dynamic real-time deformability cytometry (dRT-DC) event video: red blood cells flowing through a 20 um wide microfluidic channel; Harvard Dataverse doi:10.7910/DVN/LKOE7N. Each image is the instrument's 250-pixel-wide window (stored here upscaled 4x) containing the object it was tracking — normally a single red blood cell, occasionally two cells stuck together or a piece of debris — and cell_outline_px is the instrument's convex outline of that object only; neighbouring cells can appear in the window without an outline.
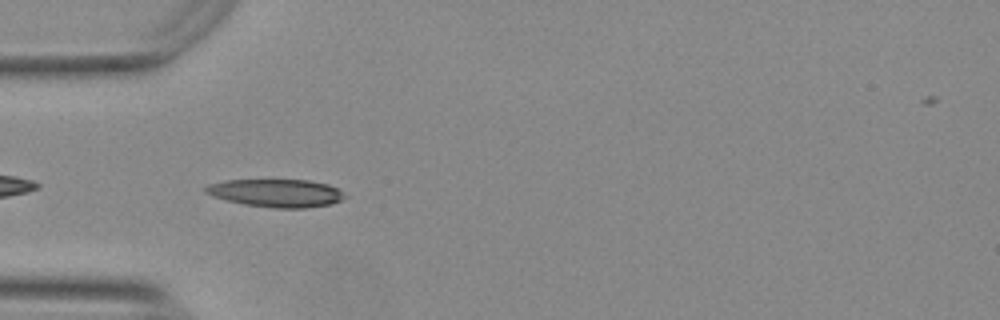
{"species": "Egyptian fruit bat (a non-hibernating species)", "species_latin": "Rousettus aegyptiacus", "temperature_condition": "warm", "stored_images_in_passage": 33, "camera_frame_rate_fps": 3000, "um_per_image_px": 0.085, "animal": {"sex": "female"}, "frame": {"image": 1, "passage_image": 2, "time_ms": 0.333, "image_size_px": [1000, 320], "cell_outline_px": [[348, 196], [332, 204], [304, 208], [272, 208], [244, 204], [212, 196], [204, 192], [204, 188], [208, 184], [224, 180], [308, 180], [328, 184], [336, 188]], "centroid_in_image_um": [23.47, 16.41], "position_along_channel_um": 61.5, "area_um2": 22.66}}
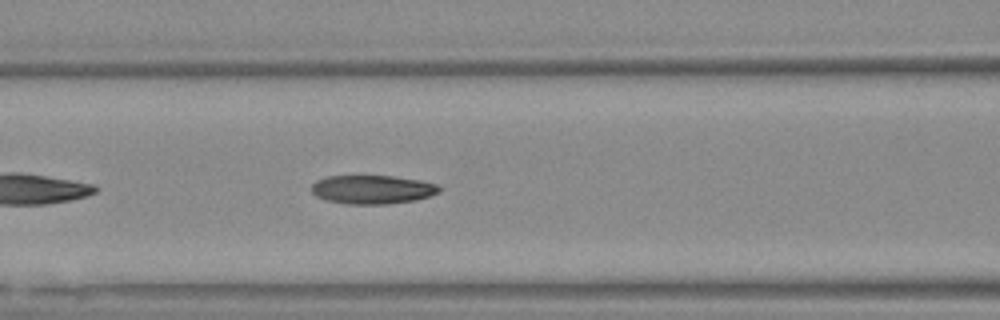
{"frame": {"image": 2, "passage_image": 8, "time_ms": 2.333, "image_size_px": [1000, 320], "cell_outline_px": [[440, 192], [416, 200], [384, 204], [344, 204], [324, 200], [316, 196], [312, 192], [312, 184], [316, 180], [328, 176], [392, 176], [420, 180], [436, 184], [440, 188]], "centroid_in_image_um": [31.62, 16.11], "position_along_channel_um": 135.0, "area_um2": 21.39}}
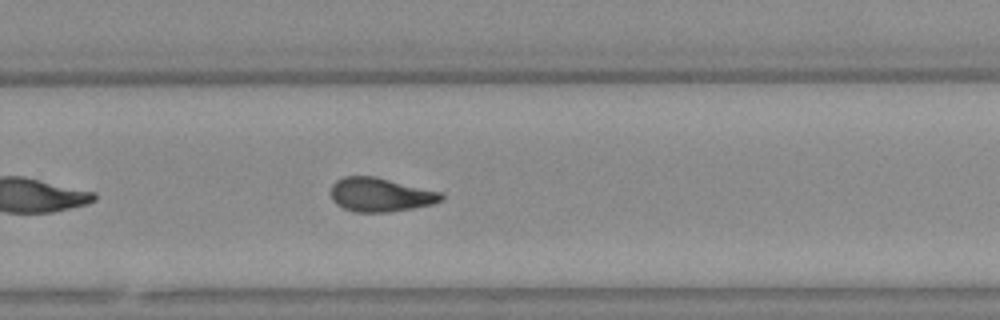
{"frame": {"image": 3, "passage_image": 21, "time_ms": 6.667, "image_size_px": [1000, 320], "cell_outline_px": [[444, 200], [432, 204], [392, 212], [352, 212], [336, 204], [332, 200], [328, 192], [332, 184], [336, 180], [344, 176], [376, 176], [444, 192]], "centroid_in_image_um": [32.33, 16.54], "position_along_channel_um": 297.5, "area_um2": 22.37}, "authors_computed_cell_mechanics": {"area_um2": 21.5594, "velocity_mm_per_s": 3.7617, "shape_relaxation_time_tau1_ms": null, "shape_relaxation_time_tau2_ms": 3.946, "deformation_change_tau1": null, "deformation_change_tau2": 0.1213}}